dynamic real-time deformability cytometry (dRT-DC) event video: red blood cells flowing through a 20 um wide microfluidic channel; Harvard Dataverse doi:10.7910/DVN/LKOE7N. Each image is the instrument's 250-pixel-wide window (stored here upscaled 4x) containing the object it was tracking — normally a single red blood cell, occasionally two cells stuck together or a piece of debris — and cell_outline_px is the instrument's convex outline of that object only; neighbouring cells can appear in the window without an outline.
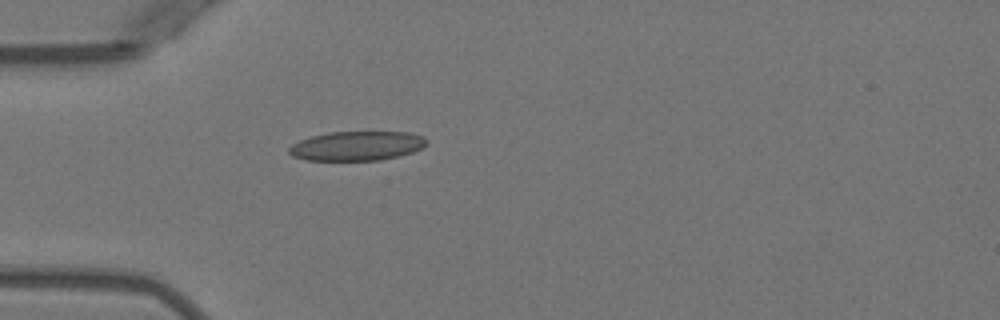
{"species": "Egyptian fruit bat (a non-hibernating species)", "species_latin": "Rousettus aegyptiacus", "temperature_condition": "warm", "stored_images_in_passage": 1, "camera_frame_rate_fps": 3000, "um_per_image_px": 0.085, "animal": {"sex": "female"}, "frame": {"image": 1, "passage_image": 1, "time_ms": 0.0, "image_size_px": [1000, 320], "cell_outline_px": [[428, 144], [424, 148], [412, 152], [380, 160], [304, 160], [292, 156], [288, 152], [288, 148], [292, 144], [300, 140], [312, 136], [328, 132], [408, 132], [424, 136], [428, 140]], "centroid_in_image_um": [30.35, 12.4], "position_along_channel_um": 54.7, "area_um2": 23.64}}